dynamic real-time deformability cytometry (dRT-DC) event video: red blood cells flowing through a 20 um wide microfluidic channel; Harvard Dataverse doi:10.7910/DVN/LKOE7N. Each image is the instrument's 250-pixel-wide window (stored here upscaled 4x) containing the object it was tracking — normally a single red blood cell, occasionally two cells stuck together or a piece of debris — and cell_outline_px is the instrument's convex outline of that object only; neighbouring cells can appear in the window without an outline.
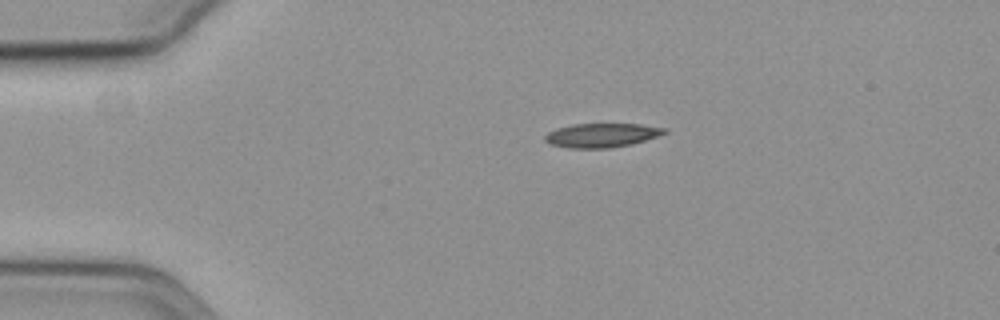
{"species": "common noctule bat (a hibernating species)", "species_latin": "Nyctalus noctula", "temperature_condition": "cold", "stored_images_in_passage": 25, "camera_frame_rate_fps": 3000, "um_per_image_px": 0.085, "animal": {"sex": "female", "body_mass_g": 19.3, "forearm_length_mm": 54.1}, "frame": {"image": 1, "passage_image": 1, "time_ms": 0.0, "image_size_px": [1000, 320], "cell_outline_px": [[668, 132], [632, 144], [608, 148], [568, 148], [552, 144], [544, 140], [544, 136], [548, 132], [556, 128], [572, 124], [640, 124], [668, 128]], "centroid_in_image_um": [51.14, 11.49], "position_along_channel_um": 33.9, "area_um2": 16.7}}
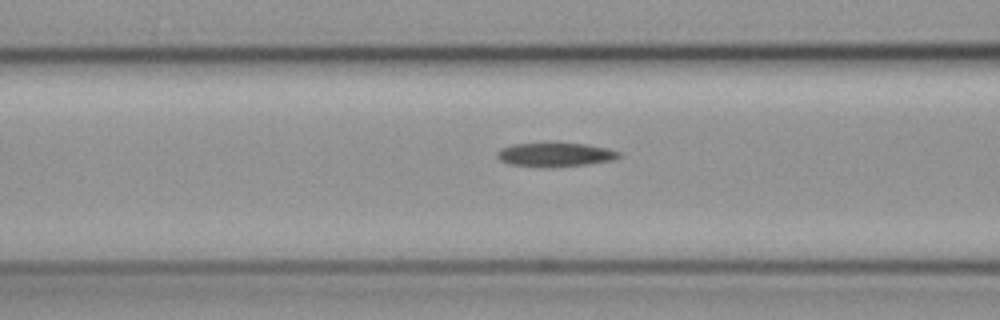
{"frame": {"image": 2, "passage_image": 12, "time_ms": 3.667, "image_size_px": [1000, 320], "cell_outline_px": [[620, 156], [612, 160], [588, 164], [548, 168], [540, 168], [508, 164], [500, 160], [496, 156], [496, 152], [500, 148], [512, 144], [584, 144], [608, 148], [620, 152]], "centroid_in_image_um": [47.14, 13.17], "position_along_channel_um": 119.5, "area_um2": 16.99}}
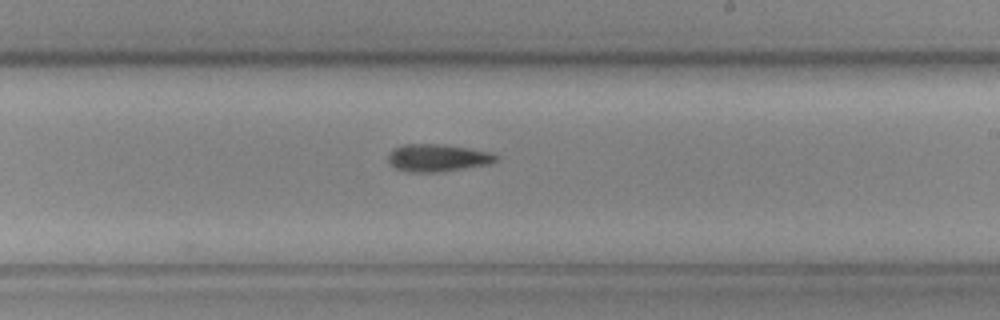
{"frame": {"image": 3, "passage_image": 23, "time_ms": 7.333, "image_size_px": [1000, 320], "cell_outline_px": [[500, 160], [488, 164], [440, 172], [408, 172], [396, 168], [388, 164], [388, 156], [392, 148], [404, 144], [444, 144], [492, 152], [500, 156]], "centroid_in_image_um": [37.2, 13.41], "position_along_channel_um": 251.8, "area_um2": 17.51}}